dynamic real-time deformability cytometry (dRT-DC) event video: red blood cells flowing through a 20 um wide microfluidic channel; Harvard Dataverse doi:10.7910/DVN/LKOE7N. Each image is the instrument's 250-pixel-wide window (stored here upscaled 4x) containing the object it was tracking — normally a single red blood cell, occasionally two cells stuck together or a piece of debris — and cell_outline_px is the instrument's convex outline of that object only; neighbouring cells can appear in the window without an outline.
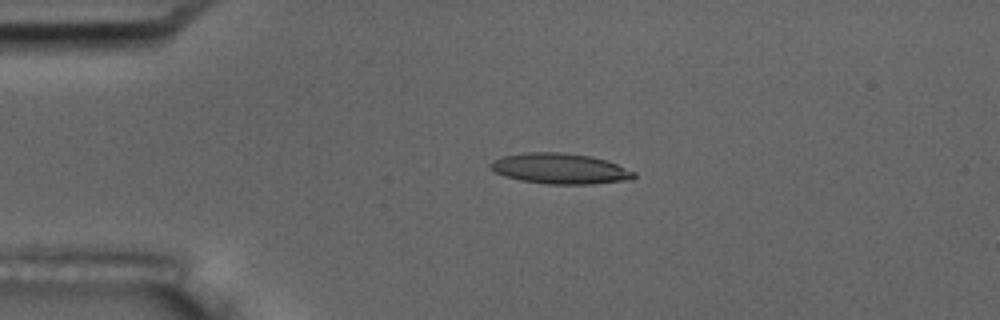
{"species": "common noctule bat (a hibernating species)", "species_latin": "Nyctalus noctula", "temperature_condition": "room temperature", "stored_images_in_passage": 4, "camera_frame_rate_fps": 3000, "um_per_image_px": 0.085, "animal": {"sex": "male", "body_mass_g": 17.5, "forearm_length_mm": 52.3}, "frame": {"image": 1, "passage_image": 1, "time_ms": 0.0, "image_size_px": [1000, 320], "cell_outline_px": [[636, 176], [632, 180], [592, 184], [544, 184], [520, 180], [504, 176], [488, 168], [488, 164], [492, 160], [500, 156], [524, 152], [564, 152], [592, 156], [616, 164], [636, 172]], "centroid_in_image_um": [47.57, 14.33], "position_along_channel_um": 37.4, "area_um2": 25.95}}